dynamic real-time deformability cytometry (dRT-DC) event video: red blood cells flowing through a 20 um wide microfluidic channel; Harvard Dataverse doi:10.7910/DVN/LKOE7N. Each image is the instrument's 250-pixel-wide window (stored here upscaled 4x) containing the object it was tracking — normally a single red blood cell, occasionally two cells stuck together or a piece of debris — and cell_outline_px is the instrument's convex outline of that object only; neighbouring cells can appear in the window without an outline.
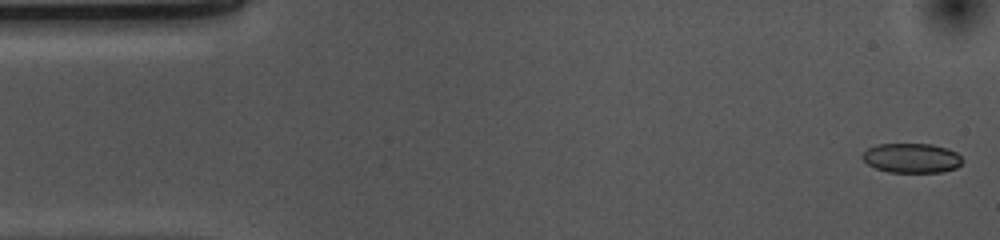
{"species": "common noctule bat (a hibernating species)", "species_latin": "Nyctalus noctula", "temperature_condition": "cold", "stored_images_in_passage": 53, "camera_frame_rate_fps": 3000, "um_per_image_px": 0.085, "animal": {"sex": "female", "body_mass_g": 10.0, "forearm_length_mm": 53.1}, "frame": {"image": 1, "passage_image": 1, "time_ms": 0.0, "image_size_px": [1000, 240], "cell_outline_px": [[964, 160], [956, 168], [940, 172], [888, 172], [876, 168], [868, 164], [860, 156], [868, 148], [876, 144], [932, 144], [948, 148], [956, 152]], "centroid_in_image_um": [77.49, 13.43], "position_along_channel_um": 7.5, "area_um2": 17.28}}
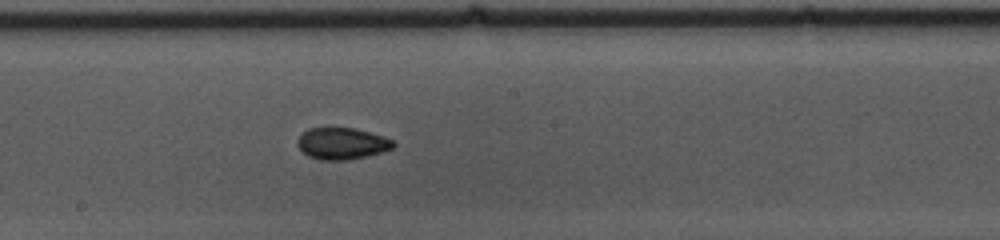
{"frame": {"image": 2, "passage_image": 27, "time_ms": 8.667, "image_size_px": [1000, 240], "cell_outline_px": [[396, 144], [392, 148], [380, 152], [348, 160], [320, 160], [308, 156], [296, 144], [300, 136], [308, 128], [352, 128], [384, 136], [392, 140]], "centroid_in_image_um": [29.05, 12.2], "position_along_channel_um": 219.1, "area_um2": 17.4}}
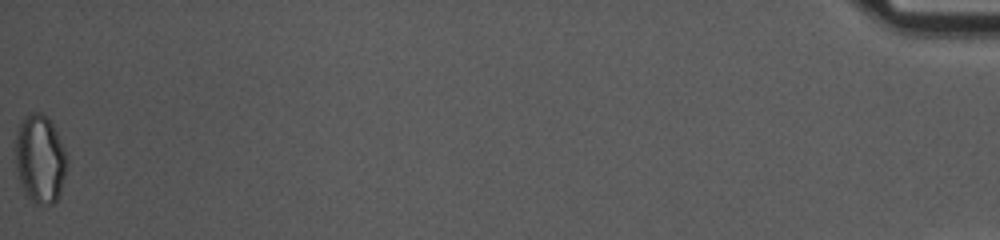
{"frame": {"image": 3, "passage_image": 53, "time_ms": 17.333, "image_size_px": [1000, 240], "cell_outline_px": [[68, 168], [60, 192], [56, 200], [52, 204], [36, 204], [28, 196], [16, 172], [16, 136], [20, 120], [28, 112], [40, 112], [48, 116], [64, 148], [68, 160]], "centroid_in_image_um": [3.42, 13.47], "position_along_channel_um": 431.8, "area_um2": 26.59}, "authors_computed_cell_mechanics": {"area_um2": 17.9758, "velocity_mm_per_s": 3.6907, "shape_relaxation_time_tau1_ms": 4.5902, "shape_relaxation_time_tau2_ms": 3.8354, "deformation_change_tau1": 0.0936, "deformation_change_tau2": 0.0621}}